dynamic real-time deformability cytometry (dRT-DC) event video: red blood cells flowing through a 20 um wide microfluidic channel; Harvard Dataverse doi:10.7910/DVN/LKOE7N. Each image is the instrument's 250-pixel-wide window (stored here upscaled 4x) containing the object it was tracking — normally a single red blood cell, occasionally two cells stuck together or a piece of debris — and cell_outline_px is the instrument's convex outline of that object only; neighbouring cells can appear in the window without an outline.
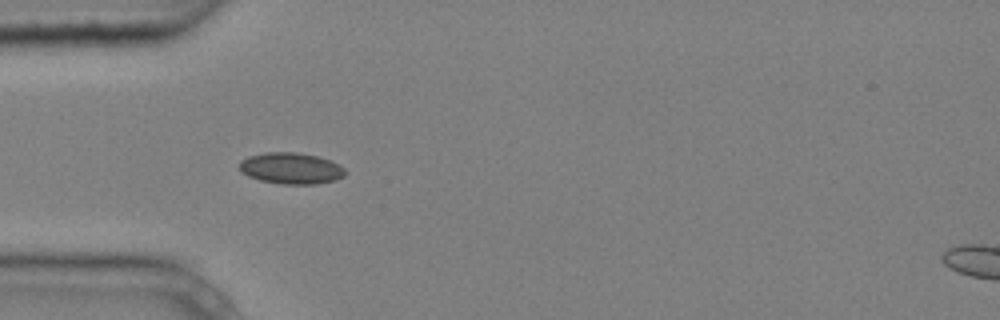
{"species": "common noctule bat (a hibernating species)", "species_latin": "Nyctalus noctula", "temperature_condition": "cold", "stored_images_in_passage": 4, "camera_frame_rate_fps": 3000, "um_per_image_px": 0.085, "animal": {"sex": "male", "body_mass_g": 20.4}, "frame": {"image": 1, "passage_image": 3, "time_ms": 0.667, "image_size_px": [1000, 320], "cell_outline_px": [[344, 176], [336, 180], [316, 184], [284, 184], [260, 180], [248, 176], [240, 172], [240, 160], [248, 156], [268, 152], [296, 152], [316, 156], [332, 160], [340, 164], [344, 168]], "centroid_in_image_um": [24.74, 14.3], "position_along_channel_um": 60.3, "area_um2": 19.36}}
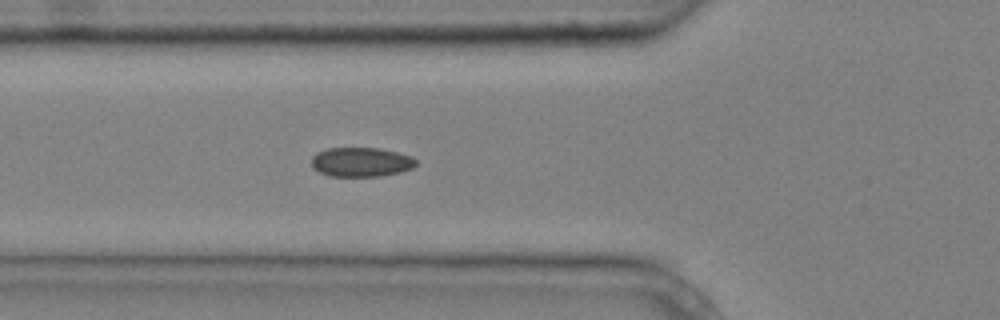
{"frame": {"image": 2, "passage_image": 4, "time_ms": 1.0, "image_size_px": [1000, 320], "cell_outline_px": [[416, 164], [412, 168], [400, 172], [380, 176], [328, 176], [312, 168], [312, 156], [316, 152], [328, 148], [380, 148], [412, 156], [416, 160]], "centroid_in_image_um": [30.67, 13.77], "position_along_channel_um": 95.1, "area_um2": 17.92}}